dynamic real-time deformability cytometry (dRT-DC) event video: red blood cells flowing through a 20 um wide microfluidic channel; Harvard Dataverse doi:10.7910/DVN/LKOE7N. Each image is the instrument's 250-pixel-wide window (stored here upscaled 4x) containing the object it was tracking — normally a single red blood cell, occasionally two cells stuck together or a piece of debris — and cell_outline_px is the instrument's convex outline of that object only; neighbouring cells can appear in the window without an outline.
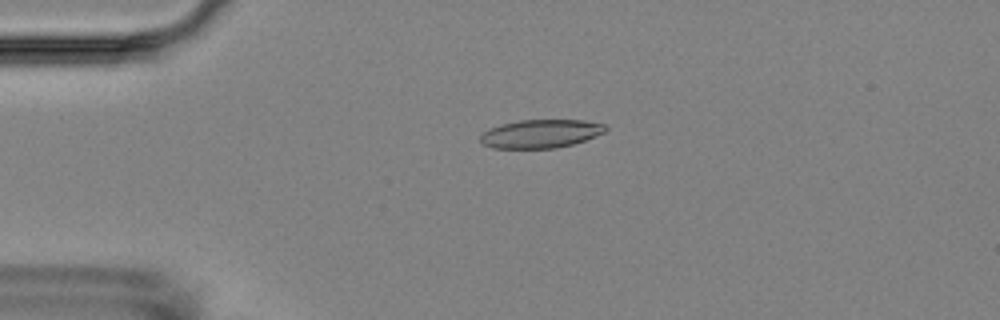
{"species": "Egyptian fruit bat (a non-hibernating species)", "species_latin": "Rousettus aegyptiacus", "temperature_condition": "room temperature", "stored_images_in_passage": 2, "camera_frame_rate_fps": 3000, "um_per_image_px": 0.085, "animal": {"sex": "female"}, "frame": {"image": 1, "passage_image": 1, "time_ms": 0.0, "image_size_px": [1000, 320], "cell_outline_px": [[608, 128], [604, 132], [596, 136], [572, 144], [556, 148], [492, 148], [480, 144], [480, 136], [488, 128], [500, 124], [520, 120], [584, 120], [604, 124]], "centroid_in_image_um": [45.92, 11.36], "position_along_channel_um": 39.1, "area_um2": 20.81}}